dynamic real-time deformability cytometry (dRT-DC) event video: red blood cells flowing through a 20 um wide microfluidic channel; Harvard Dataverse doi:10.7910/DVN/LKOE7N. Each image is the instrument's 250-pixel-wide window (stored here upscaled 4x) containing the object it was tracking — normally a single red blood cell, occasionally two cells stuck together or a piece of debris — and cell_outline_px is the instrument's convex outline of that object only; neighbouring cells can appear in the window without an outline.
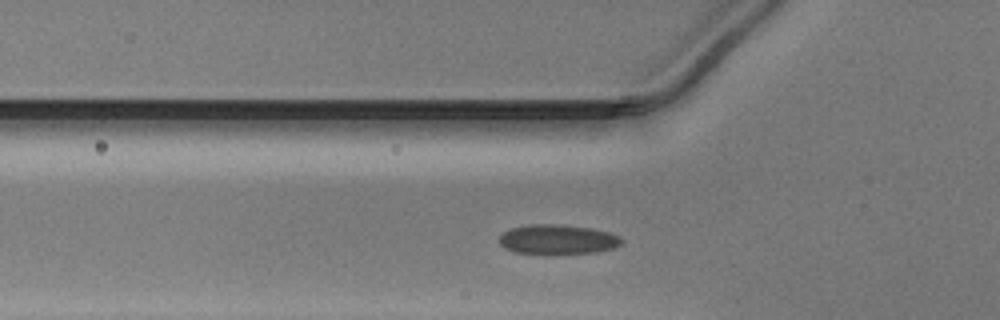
{"species": "Egyptian fruit bat (a non-hibernating species)", "species_latin": "Rousettus aegyptiacus", "temperature_condition": "warm", "stored_images_in_passage": 31, "camera_frame_rate_fps": 3000, "um_per_image_px": 0.085, "animal": {"sex": "male"}, "frame": {"image": 1, "passage_image": 7, "time_ms": 2.0, "image_size_px": [1000, 320], "cell_outline_px": [[624, 240], [620, 244], [612, 248], [596, 252], [556, 256], [552, 256], [512, 252], [504, 248], [496, 240], [504, 232], [512, 228], [528, 224], [556, 224], [588, 228], [608, 232], [620, 236]], "centroid_in_image_um": [47.34, 20.39], "position_along_channel_um": 78.5, "area_um2": 21.85}}
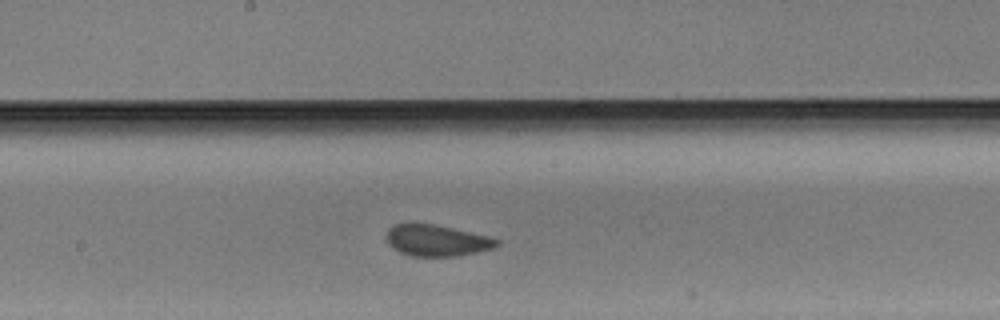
{"frame": {"image": 2, "passage_image": 17, "time_ms": 5.333, "image_size_px": [1000, 320], "cell_outline_px": [[500, 244], [496, 248], [460, 256], [412, 256], [400, 252], [392, 248], [388, 244], [384, 236], [388, 228], [392, 224], [408, 220], [416, 220], [488, 236], [500, 240]], "centroid_in_image_um": [37.04, 20.4], "position_along_channel_um": 211.2, "area_um2": 21.1}}
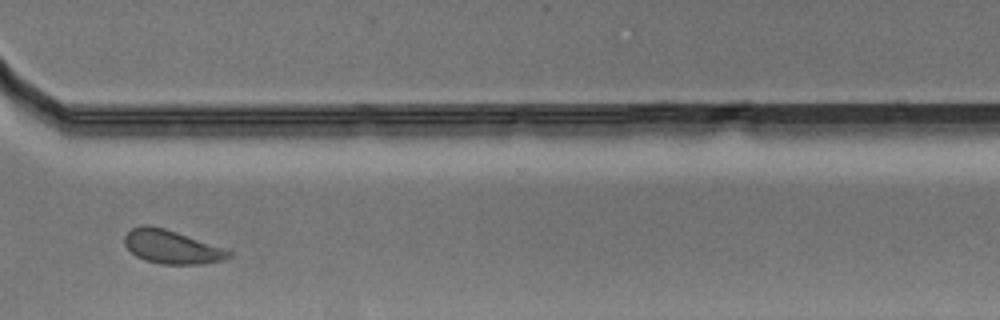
{"frame": {"image": 3, "passage_image": 28, "time_ms": 9.0, "image_size_px": [1000, 320], "cell_outline_px": [[232, 256], [224, 260], [200, 264], [160, 264], [144, 260], [136, 256], [124, 244], [124, 236], [132, 228], [140, 224], [148, 224], [164, 228], [224, 248], [232, 252]], "centroid_in_image_um": [14.57, 20.98], "position_along_channel_um": 356.0, "area_um2": 20.35}}